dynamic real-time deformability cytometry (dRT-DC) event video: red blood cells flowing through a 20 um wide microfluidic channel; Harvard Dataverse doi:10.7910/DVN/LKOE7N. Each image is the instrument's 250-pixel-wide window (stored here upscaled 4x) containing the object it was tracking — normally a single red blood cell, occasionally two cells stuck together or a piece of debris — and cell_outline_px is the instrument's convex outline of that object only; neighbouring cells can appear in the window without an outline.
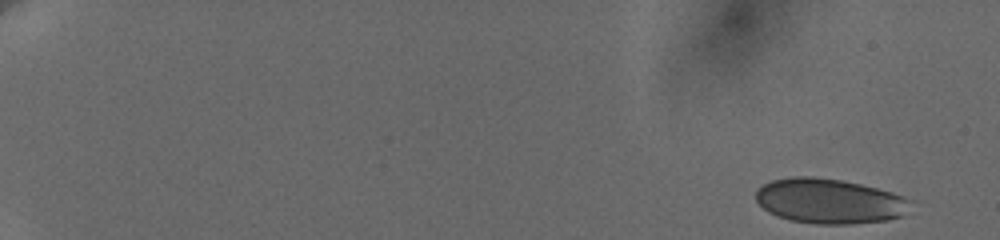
{"species": "human", "species_latin": "Homo sapiens", "temperature_condition": "cold", "stored_images_in_passage": 41, "camera_frame_rate_fps": 3000, "um_per_image_px": 0.085, "donor": {"sex": "female"}, "frame": {"image": 1, "passage_image": 1, "time_ms": 0.0, "image_size_px": [1000, 240], "cell_outline_px": [[908, 200], [900, 216], [888, 220], [852, 224], [816, 224], [792, 220], [768, 212], [756, 200], [756, 192], [764, 184], [772, 180], [792, 176], [812, 176], [840, 180], [860, 184], [892, 192]], "centroid_in_image_um": [70.42, 17.09], "position_along_channel_um": 14.6, "area_um2": 39.77}}
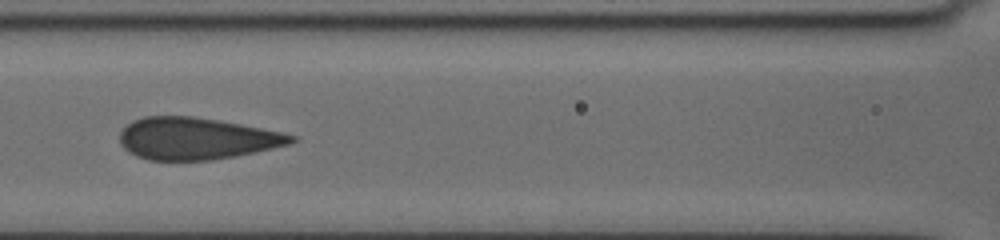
{"frame": {"image": 2, "passage_image": 22, "time_ms": 9.0, "image_size_px": [1000, 240], "cell_outline_px": [[296, 140], [288, 144], [256, 152], [236, 156], [212, 160], [148, 160], [136, 156], [128, 152], [120, 144], [120, 132], [132, 120], [144, 116], [192, 116], [220, 120], [280, 132], [296, 136]], "centroid_in_image_um": [16.65, 11.78], "position_along_channel_um": 149.9, "area_um2": 41.85}}
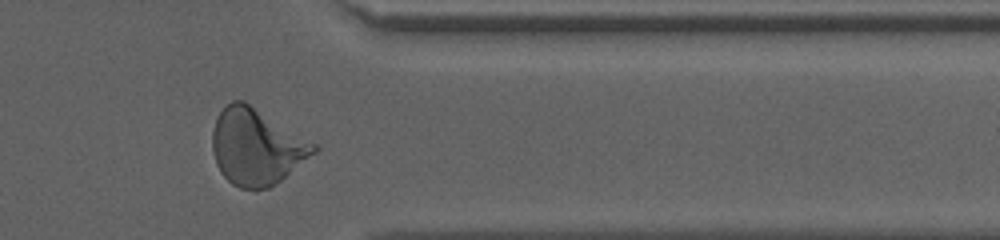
{"frame": {"image": 3, "passage_image": 39, "time_ms": 15.667, "image_size_px": [1000, 240], "cell_outline_px": [[320, 148], [316, 152], [280, 180], [268, 188], [240, 188], [232, 184], [220, 172], [216, 164], [212, 152], [212, 132], [216, 120], [220, 112], [232, 100], [244, 100], [316, 144]], "centroid_in_image_um": [21.78, 12.47], "position_along_channel_um": 389.6, "area_um2": 44.56}, "authors_computed_cell_mechanics": {"area_um2": 41.8472, "velocity_mm_per_s": 3.6469, "shape_relaxation_time_tau1_ms": 10.5204, "shape_relaxation_time_tau2_ms": null, "deformation_change_tau1": 0.2235, "deformation_change_tau2": null}}